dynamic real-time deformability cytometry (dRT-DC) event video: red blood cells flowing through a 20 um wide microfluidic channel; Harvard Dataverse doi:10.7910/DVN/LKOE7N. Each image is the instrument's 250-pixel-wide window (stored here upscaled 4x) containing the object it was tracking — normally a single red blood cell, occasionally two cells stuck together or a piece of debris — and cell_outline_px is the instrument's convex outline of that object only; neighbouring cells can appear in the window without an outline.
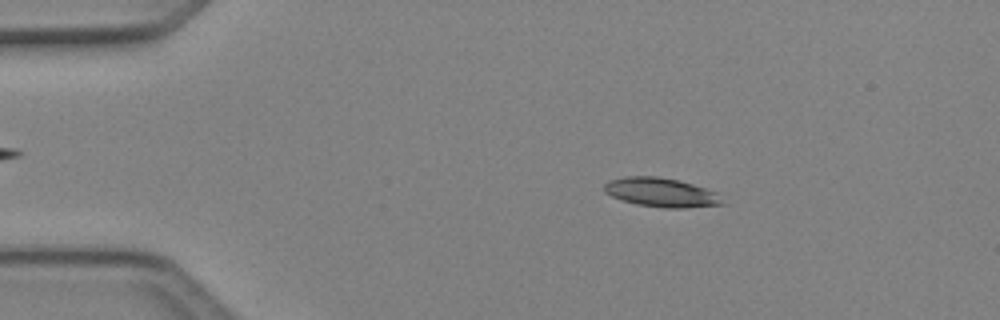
{"species": "Egyptian fruit bat (a non-hibernating species)", "species_latin": "Rousettus aegyptiacus", "temperature_condition": "cold", "stored_images_in_passage": 6, "camera_frame_rate_fps": 3000, "um_per_image_px": 0.085, "animal": {"sex": "female"}, "frame": {"image": 1, "passage_image": 2, "time_ms": 0.333, "image_size_px": [1000, 320], "cell_outline_px": [[728, 204], [688, 208], [664, 208], [636, 204], [612, 196], [604, 192], [604, 184], [608, 180], [624, 176], [656, 176], [680, 180], [716, 192]], "centroid_in_image_um": [56.23, 16.36], "position_along_channel_um": 28.8, "area_um2": 20.23}}
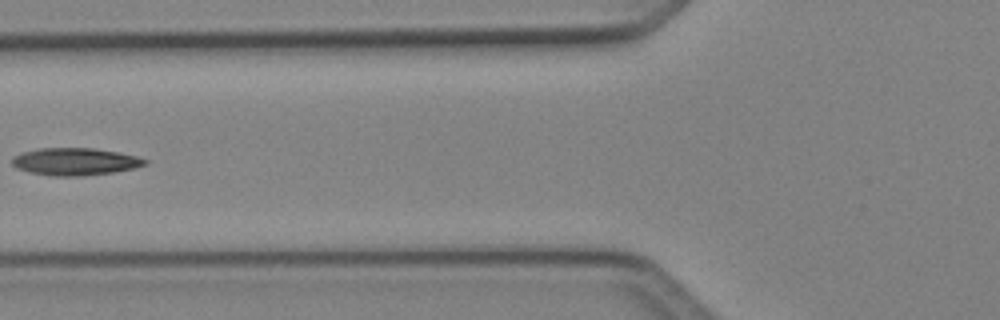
{"frame": {"image": 2, "passage_image": 5, "time_ms": 1.333, "image_size_px": [1000, 320], "cell_outline_px": [[148, 164], [132, 168], [112, 172], [80, 176], [52, 176], [32, 172], [16, 168], [12, 164], [12, 156], [24, 152], [40, 148], [92, 148], [116, 152], [136, 156], [148, 160]], "centroid_in_image_um": [6.37, 13.73], "position_along_channel_um": 119.4, "area_um2": 20.92}}
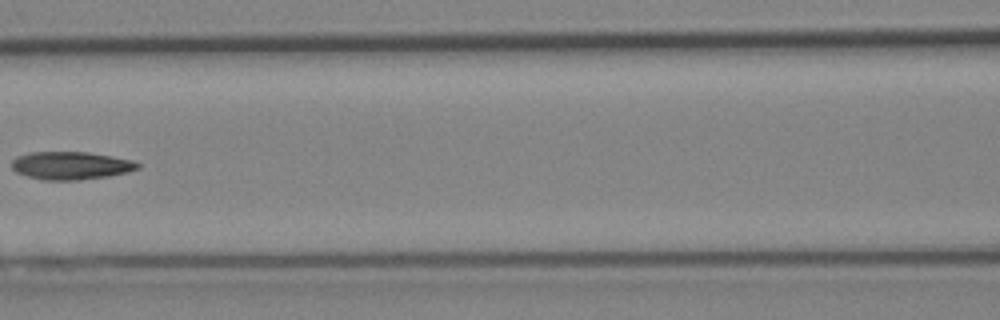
{"frame": {"image": 3, "passage_image": 6, "time_ms": 1.667, "image_size_px": [1000, 320], "cell_outline_px": [[140, 168], [128, 172], [108, 176], [80, 180], [44, 180], [28, 176], [16, 172], [12, 168], [12, 160], [16, 156], [32, 152], [88, 152], [112, 156], [132, 160], [140, 164]], "centroid_in_image_um": [6.03, 14.07], "position_along_channel_um": 160.6, "area_um2": 20.52}}